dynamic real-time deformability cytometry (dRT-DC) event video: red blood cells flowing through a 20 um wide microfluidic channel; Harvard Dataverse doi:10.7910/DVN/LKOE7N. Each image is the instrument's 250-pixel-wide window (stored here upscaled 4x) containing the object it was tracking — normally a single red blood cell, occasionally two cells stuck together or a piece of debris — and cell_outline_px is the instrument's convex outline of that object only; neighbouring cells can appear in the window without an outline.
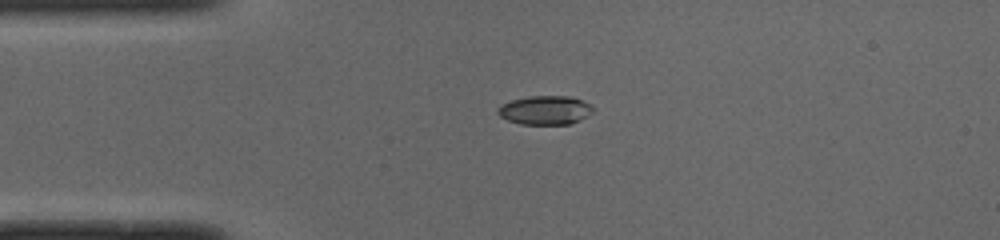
{"species": "common noctule bat (a hibernating species)", "species_latin": "Nyctalus noctula", "temperature_condition": "cold", "stored_images_in_passage": 41, "camera_frame_rate_fps": 3000, "um_per_image_px": 0.085, "animal": {"sex": "male", "body_mass_g": 19.0, "forearm_length_mm": 50.8}, "frame": {"image": 1, "passage_image": 2, "time_ms": 0.333, "image_size_px": [1000, 240], "cell_outline_px": [[596, 108], [592, 112], [580, 120], [572, 124], [520, 124], [508, 120], [500, 116], [496, 112], [496, 108], [512, 100], [528, 96], [568, 96], [580, 100]], "centroid_in_image_um": [46.33, 9.37], "position_along_channel_um": 38.7, "area_um2": 15.95}}
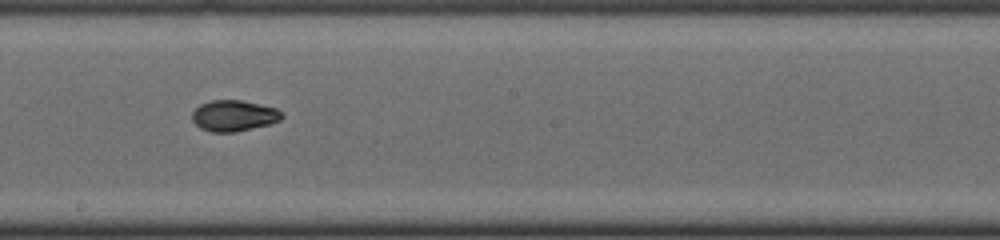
{"frame": {"image": 2, "passage_image": 18, "time_ms": 5.667, "image_size_px": [1000, 240], "cell_outline_px": [[284, 116], [280, 120], [268, 124], [232, 132], [212, 132], [200, 128], [192, 120], [192, 112], [200, 104], [212, 100], [240, 100], [276, 108]], "centroid_in_image_um": [19.84, 9.83], "position_along_channel_um": 228.4, "area_um2": 15.95}}
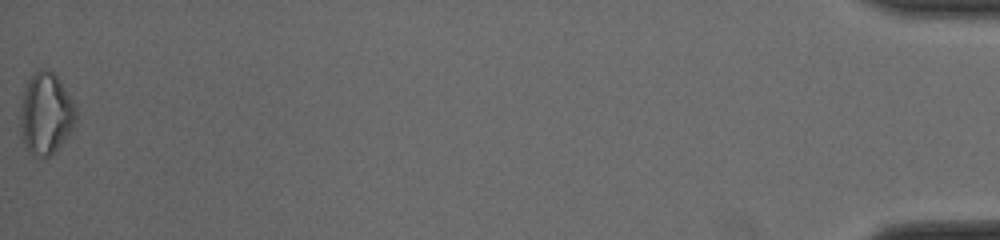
{"frame": {"image": 3, "passage_image": 41, "time_ms": 13.333, "image_size_px": [1000, 240], "cell_outline_px": [[76, 120], [68, 136], [48, 156], [40, 160], [36, 160], [28, 152], [24, 144], [20, 132], [20, 104], [24, 88], [28, 80], [40, 68], [44, 68], [52, 72], [60, 80], [76, 108]], "centroid_in_image_um": [3.86, 9.7], "position_along_channel_um": 431.3, "area_um2": 26.65}, "authors_computed_cell_mechanics": {"area_um2": 16.3574, "velocity_mm_per_s": 3.9905, "shape_relaxation_time_tau1_ms": 6.4246, "shape_relaxation_time_tau2_ms": 2.3437, "deformation_change_tau1": 0.1726, "deformation_change_tau2": 0.0548}}